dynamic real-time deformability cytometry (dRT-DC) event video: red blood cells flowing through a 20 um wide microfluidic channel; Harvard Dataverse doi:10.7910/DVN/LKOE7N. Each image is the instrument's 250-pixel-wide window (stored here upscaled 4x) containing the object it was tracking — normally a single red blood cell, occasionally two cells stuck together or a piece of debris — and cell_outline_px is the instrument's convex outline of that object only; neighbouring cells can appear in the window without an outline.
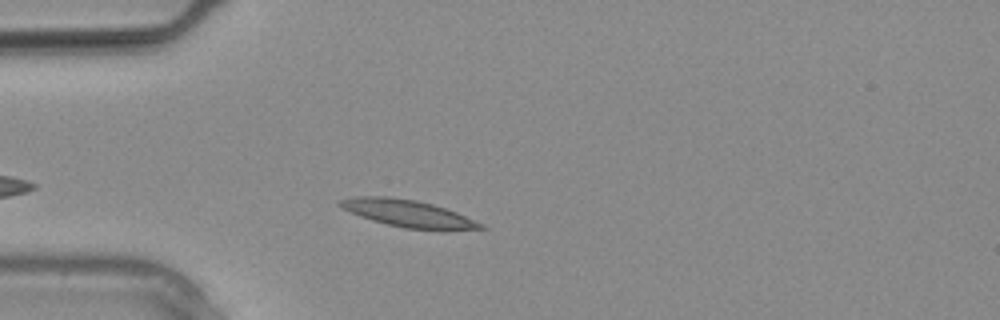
{"species": "common noctule bat (a hibernating species)", "species_latin": "Nyctalus noctula", "temperature_condition": "warm", "stored_images_in_passage": 7, "camera_frame_rate_fps": 3000, "um_per_image_px": 0.085, "animal": {"sex": "male", "body_mass_g": 20.4}, "frame": {"image": 1, "passage_image": 3, "time_ms": 0.667, "image_size_px": [1000, 320], "cell_outline_px": [[488, 228], [404, 228], [372, 220], [360, 216], [336, 204], [336, 200], [356, 196], [388, 196], [416, 200], [432, 204], [456, 212], [484, 224]], "centroid_in_image_um": [34.57, 18.09], "position_along_channel_um": 50.4, "area_um2": 21.44}}
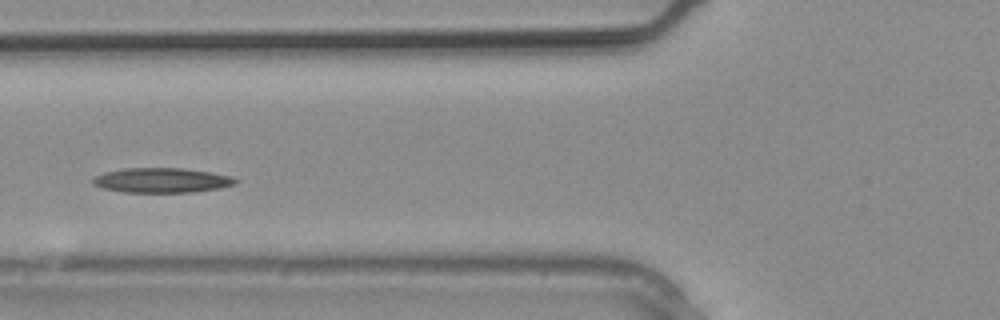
{"frame": {"image": 2, "passage_image": 6, "time_ms": 1.667, "image_size_px": [1000, 320], "cell_outline_px": [[236, 184], [220, 188], [192, 192], [124, 192], [104, 188], [92, 184], [92, 180], [96, 176], [104, 172], [124, 168], [184, 168], [232, 176], [236, 180]], "centroid_in_image_um": [13.74, 15.32], "position_along_channel_um": 112.1, "area_um2": 20.46}}